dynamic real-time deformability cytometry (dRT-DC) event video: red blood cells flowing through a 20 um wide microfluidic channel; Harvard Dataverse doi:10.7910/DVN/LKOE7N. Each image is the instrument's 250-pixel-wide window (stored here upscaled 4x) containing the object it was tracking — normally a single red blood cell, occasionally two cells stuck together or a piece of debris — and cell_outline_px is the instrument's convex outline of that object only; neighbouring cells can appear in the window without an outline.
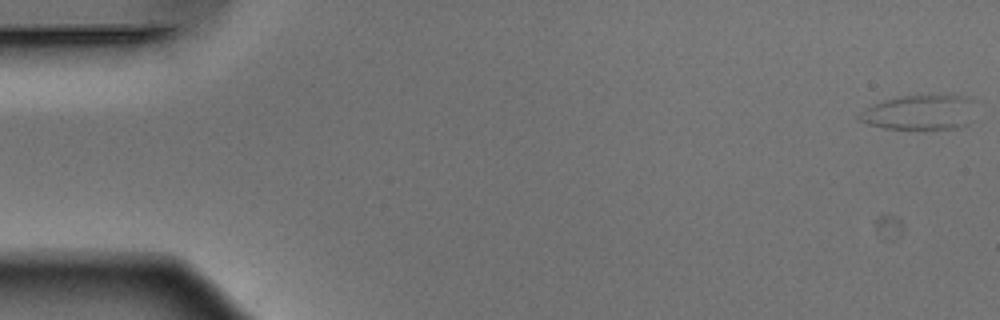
{"species": "Egyptian fruit bat (a non-hibernating species)", "species_latin": "Rousettus aegyptiacus", "temperature_condition": "warm", "stored_images_in_passage": 60, "camera_frame_rate_fps": 3000, "um_per_image_px": 0.085, "animal": {"sex": "male"}, "frame": {"image": 1, "passage_image": 1, "time_ms": 0.0, "image_size_px": [1000, 320], "cell_outline_px": [[976, 100], [968, 124], [956, 128], [884, 128], [868, 124], [860, 120], [856, 116], [864, 108], [872, 104], [884, 100], [900, 96], [964, 96]], "centroid_in_image_um": [78.15, 9.54], "position_along_channel_um": 6.8, "area_um2": 23.35}}
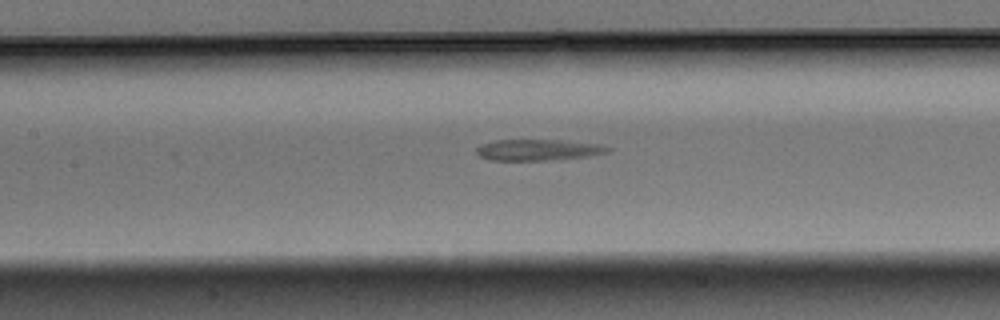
{"frame": {"image": 2, "passage_image": 28, "time_ms": 9.0, "image_size_px": [1000, 320], "cell_outline_px": [[612, 148], [608, 152], [588, 156], [548, 160], [492, 160], [480, 156], [476, 152], [476, 148], [480, 144], [496, 140], [560, 140], [604, 144]], "centroid_in_image_um": [45.77, 12.73], "position_along_channel_um": 161.6, "area_um2": 16.18}}
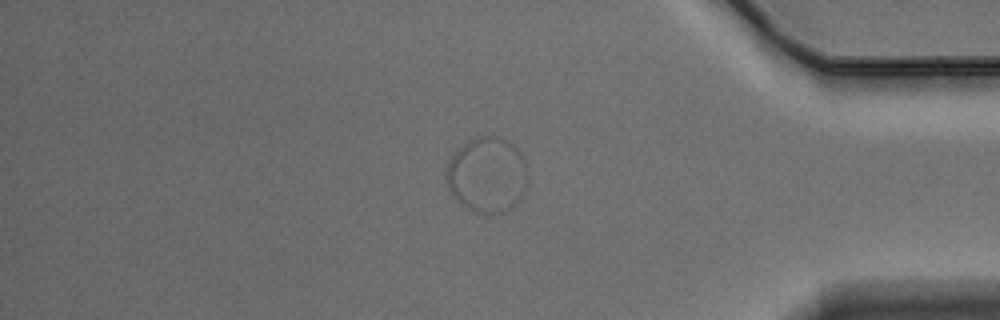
{"frame": {"image": 3, "passage_image": 51, "time_ms": 16.667, "image_size_px": [1000, 320], "cell_outline_px": [[528, 176], [520, 200], [516, 204], [500, 212], [476, 212], [456, 200], [448, 188], [448, 164], [452, 156], [468, 140], [480, 136], [500, 136], [508, 140], [524, 156]], "centroid_in_image_um": [41.44, 14.82], "position_along_channel_um": 393.8, "area_um2": 35.26}}